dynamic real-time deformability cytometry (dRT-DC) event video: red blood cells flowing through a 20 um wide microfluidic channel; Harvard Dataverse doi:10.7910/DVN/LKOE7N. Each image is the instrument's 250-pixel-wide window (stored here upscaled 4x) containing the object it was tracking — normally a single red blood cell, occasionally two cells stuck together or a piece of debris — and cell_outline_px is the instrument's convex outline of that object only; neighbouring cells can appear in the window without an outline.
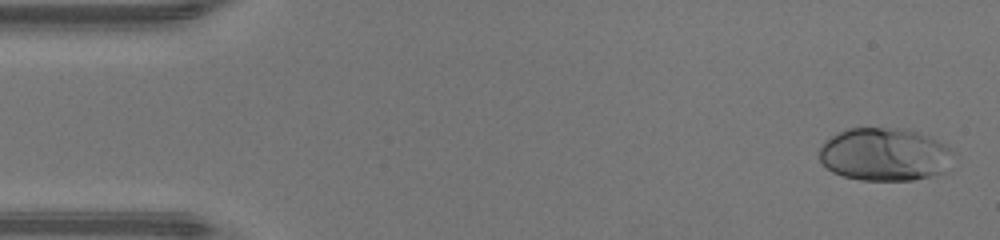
{"species": "human", "species_latin": "Homo sapiens", "temperature_condition": "warm", "stored_images_in_passage": 18, "camera_frame_rate_fps": 3000, "um_per_image_px": 0.085, "donor": {"sex": "male"}, "frame": {"image": 1, "passage_image": 2, "time_ms": 0.333, "image_size_px": [1000, 240], "cell_outline_px": [[956, 156], [944, 172], [912, 180], [860, 180], [844, 176], [832, 172], [820, 160], [820, 148], [824, 140], [848, 128], [904, 128], [916, 132], [936, 140], [944, 144], [956, 152]], "centroid_in_image_um": [75.21, 13.13], "position_along_channel_um": 9.8, "area_um2": 41.44}}
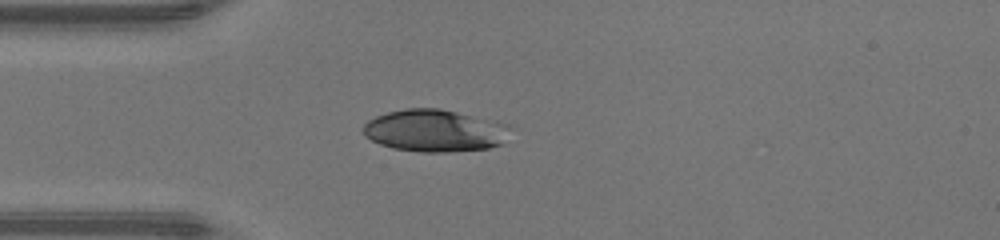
{"frame": {"image": 2, "passage_image": 13, "time_ms": 4.0, "image_size_px": [1000, 240], "cell_outline_px": [[508, 128], [504, 144], [488, 148], [448, 152], [420, 152], [392, 148], [380, 144], [364, 136], [364, 124], [368, 120], [376, 116], [388, 112], [404, 108], [440, 108], [508, 124]], "centroid_in_image_um": [36.93, 11.11], "position_along_channel_um": 48.1, "area_um2": 36.07}}
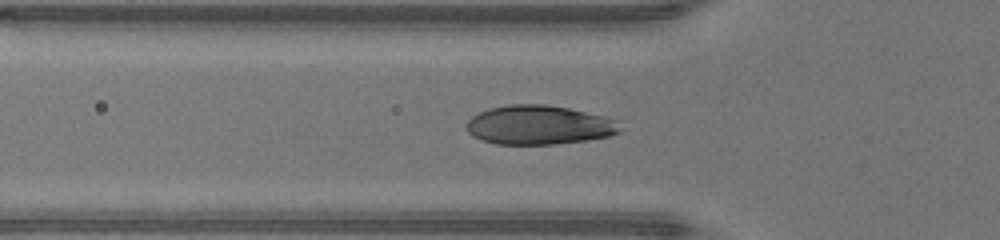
{"frame": {"image": 3, "passage_image": 16, "time_ms": 5.0, "image_size_px": [1000, 240], "cell_outline_px": [[620, 132], [608, 136], [588, 140], [556, 144], [496, 144], [472, 136], [464, 128], [464, 124], [472, 116], [488, 108], [508, 104], [544, 104], [568, 108], [604, 116], [616, 120], [620, 128]], "centroid_in_image_um": [45.77, 10.62], "position_along_channel_um": 80.0, "area_um2": 35.14}}